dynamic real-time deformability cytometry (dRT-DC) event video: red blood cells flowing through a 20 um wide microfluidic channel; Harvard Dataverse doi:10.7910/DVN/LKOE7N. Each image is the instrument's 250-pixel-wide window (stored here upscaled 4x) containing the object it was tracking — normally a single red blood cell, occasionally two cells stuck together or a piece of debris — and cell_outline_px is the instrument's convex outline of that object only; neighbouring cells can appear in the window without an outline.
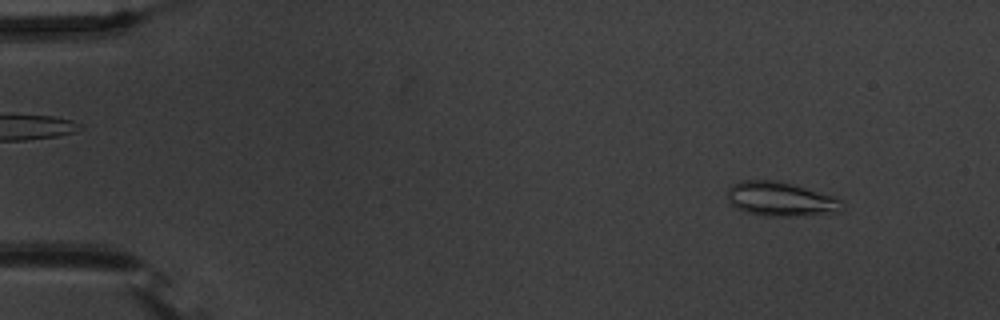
{"species": "common noctule bat (a hibernating species)", "species_latin": "Nyctalus noctula", "temperature_condition": "warm", "stored_images_in_passage": 54, "camera_frame_rate_fps": 3000, "um_per_image_px": 0.085, "animal": {"sex": "male", "body_mass_g": 20.1, "forearm_length_mm": 53.5}, "frame": {"image": 1, "passage_image": 5, "time_ms": 1.333, "image_size_px": [1000, 320], "cell_outline_px": [[840, 212], [796, 216], [764, 216], [744, 212], [736, 208], [728, 200], [728, 188], [732, 184], [740, 180], [780, 180], [836, 196], [840, 200]], "centroid_in_image_um": [66.32, 16.91], "position_along_channel_um": 18.7, "area_um2": 23.12}}
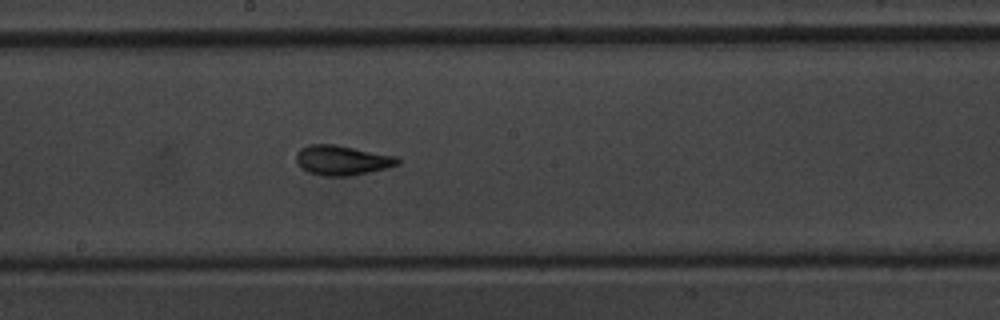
{"frame": {"image": 2, "passage_image": 30, "time_ms": 9.667, "image_size_px": [1000, 320], "cell_outline_px": [[400, 164], [388, 168], [348, 176], [324, 176], [308, 172], [300, 168], [296, 160], [296, 152], [300, 148], [308, 144], [332, 144], [396, 156], [400, 160]], "centroid_in_image_um": [29.05, 13.62], "position_along_channel_um": 219.2, "area_um2": 17.63}}
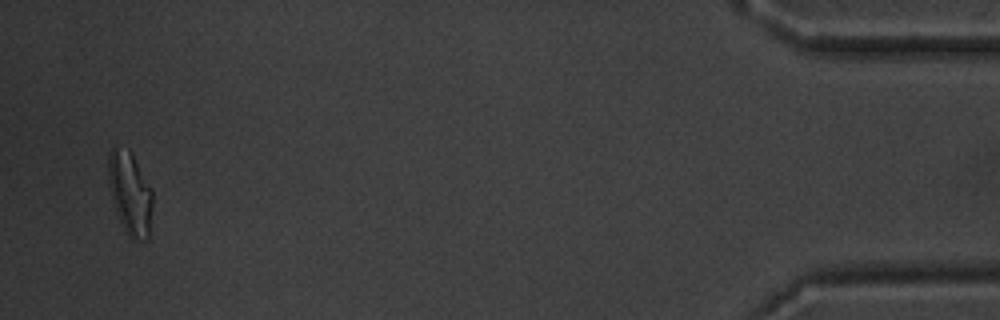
{"frame": {"image": 3, "passage_image": 53, "time_ms": 17.333, "image_size_px": [1000, 320], "cell_outline_px": [[152, 208], [148, 240], [132, 240], [124, 232], [116, 212], [112, 200], [108, 184], [108, 152], [116, 144], [128, 148], [132, 152], [152, 188]], "centroid_in_image_um": [11.04, 16.39], "position_along_channel_um": 424.2, "area_um2": 22.08}, "authors_computed_cell_mechanics": {"area_um2": 17.7157, "velocity_mm_per_s": 3.686, "shape_relaxation_time_tau1_ms": 8.0459, "shape_relaxation_time_tau2_ms": 1.6786, "deformation_change_tau1": 0.2137, "deformation_change_tau2": 0.0725}}